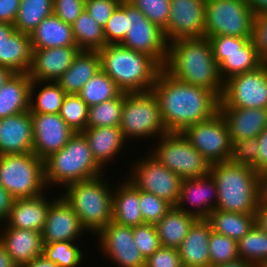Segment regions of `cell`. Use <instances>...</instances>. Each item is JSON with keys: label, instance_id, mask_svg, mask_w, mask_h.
I'll list each match as a JSON object with an SVG mask.
<instances>
[{"label": "cell", "instance_id": "cell-18", "mask_svg": "<svg viewBox=\"0 0 267 267\" xmlns=\"http://www.w3.org/2000/svg\"><path fill=\"white\" fill-rule=\"evenodd\" d=\"M33 127L32 152L41 160L62 149L76 133L58 114L31 113Z\"/></svg>", "mask_w": 267, "mask_h": 267}, {"label": "cell", "instance_id": "cell-62", "mask_svg": "<svg viewBox=\"0 0 267 267\" xmlns=\"http://www.w3.org/2000/svg\"><path fill=\"white\" fill-rule=\"evenodd\" d=\"M13 74L11 70L0 66V89Z\"/></svg>", "mask_w": 267, "mask_h": 267}, {"label": "cell", "instance_id": "cell-56", "mask_svg": "<svg viewBox=\"0 0 267 267\" xmlns=\"http://www.w3.org/2000/svg\"><path fill=\"white\" fill-rule=\"evenodd\" d=\"M255 224L267 233V197H264L255 213Z\"/></svg>", "mask_w": 267, "mask_h": 267}, {"label": "cell", "instance_id": "cell-57", "mask_svg": "<svg viewBox=\"0 0 267 267\" xmlns=\"http://www.w3.org/2000/svg\"><path fill=\"white\" fill-rule=\"evenodd\" d=\"M13 24L0 22V66L2 57V46L5 40L15 31Z\"/></svg>", "mask_w": 267, "mask_h": 267}, {"label": "cell", "instance_id": "cell-38", "mask_svg": "<svg viewBox=\"0 0 267 267\" xmlns=\"http://www.w3.org/2000/svg\"><path fill=\"white\" fill-rule=\"evenodd\" d=\"M122 91L102 70L88 80L77 94L88 107L116 98Z\"/></svg>", "mask_w": 267, "mask_h": 267}, {"label": "cell", "instance_id": "cell-61", "mask_svg": "<svg viewBox=\"0 0 267 267\" xmlns=\"http://www.w3.org/2000/svg\"><path fill=\"white\" fill-rule=\"evenodd\" d=\"M211 267H257L254 264L244 261L243 259H238L233 262L219 264Z\"/></svg>", "mask_w": 267, "mask_h": 267}, {"label": "cell", "instance_id": "cell-17", "mask_svg": "<svg viewBox=\"0 0 267 267\" xmlns=\"http://www.w3.org/2000/svg\"><path fill=\"white\" fill-rule=\"evenodd\" d=\"M96 236H99L100 250L116 266L145 267V259L134 242L133 227L111 221Z\"/></svg>", "mask_w": 267, "mask_h": 267}, {"label": "cell", "instance_id": "cell-14", "mask_svg": "<svg viewBox=\"0 0 267 267\" xmlns=\"http://www.w3.org/2000/svg\"><path fill=\"white\" fill-rule=\"evenodd\" d=\"M219 107L267 108V63L225 80Z\"/></svg>", "mask_w": 267, "mask_h": 267}, {"label": "cell", "instance_id": "cell-52", "mask_svg": "<svg viewBox=\"0 0 267 267\" xmlns=\"http://www.w3.org/2000/svg\"><path fill=\"white\" fill-rule=\"evenodd\" d=\"M145 267H182L178 249L160 246L145 260Z\"/></svg>", "mask_w": 267, "mask_h": 267}, {"label": "cell", "instance_id": "cell-51", "mask_svg": "<svg viewBox=\"0 0 267 267\" xmlns=\"http://www.w3.org/2000/svg\"><path fill=\"white\" fill-rule=\"evenodd\" d=\"M252 41L259 58L267 63V14L254 16Z\"/></svg>", "mask_w": 267, "mask_h": 267}, {"label": "cell", "instance_id": "cell-60", "mask_svg": "<svg viewBox=\"0 0 267 267\" xmlns=\"http://www.w3.org/2000/svg\"><path fill=\"white\" fill-rule=\"evenodd\" d=\"M0 267H18L8 254L6 248L0 243Z\"/></svg>", "mask_w": 267, "mask_h": 267}, {"label": "cell", "instance_id": "cell-59", "mask_svg": "<svg viewBox=\"0 0 267 267\" xmlns=\"http://www.w3.org/2000/svg\"><path fill=\"white\" fill-rule=\"evenodd\" d=\"M255 15L267 14V0H245Z\"/></svg>", "mask_w": 267, "mask_h": 267}, {"label": "cell", "instance_id": "cell-40", "mask_svg": "<svg viewBox=\"0 0 267 267\" xmlns=\"http://www.w3.org/2000/svg\"><path fill=\"white\" fill-rule=\"evenodd\" d=\"M124 92L116 98L89 107L87 127L119 126Z\"/></svg>", "mask_w": 267, "mask_h": 267}, {"label": "cell", "instance_id": "cell-45", "mask_svg": "<svg viewBox=\"0 0 267 267\" xmlns=\"http://www.w3.org/2000/svg\"><path fill=\"white\" fill-rule=\"evenodd\" d=\"M152 23L162 30L168 26L170 0H128Z\"/></svg>", "mask_w": 267, "mask_h": 267}, {"label": "cell", "instance_id": "cell-41", "mask_svg": "<svg viewBox=\"0 0 267 267\" xmlns=\"http://www.w3.org/2000/svg\"><path fill=\"white\" fill-rule=\"evenodd\" d=\"M43 255L59 267H79L83 260L82 250L70 241L44 244Z\"/></svg>", "mask_w": 267, "mask_h": 267}, {"label": "cell", "instance_id": "cell-46", "mask_svg": "<svg viewBox=\"0 0 267 267\" xmlns=\"http://www.w3.org/2000/svg\"><path fill=\"white\" fill-rule=\"evenodd\" d=\"M230 162L253 167L258 172L257 138L239 139L232 142Z\"/></svg>", "mask_w": 267, "mask_h": 267}, {"label": "cell", "instance_id": "cell-31", "mask_svg": "<svg viewBox=\"0 0 267 267\" xmlns=\"http://www.w3.org/2000/svg\"><path fill=\"white\" fill-rule=\"evenodd\" d=\"M32 49L77 46L71 24L63 22L55 14L46 17L30 34Z\"/></svg>", "mask_w": 267, "mask_h": 267}, {"label": "cell", "instance_id": "cell-5", "mask_svg": "<svg viewBox=\"0 0 267 267\" xmlns=\"http://www.w3.org/2000/svg\"><path fill=\"white\" fill-rule=\"evenodd\" d=\"M102 169L93 158L82 132H76L62 149L44 160L47 186L53 184L56 187H67L79 181L94 179L102 175Z\"/></svg>", "mask_w": 267, "mask_h": 267}, {"label": "cell", "instance_id": "cell-9", "mask_svg": "<svg viewBox=\"0 0 267 267\" xmlns=\"http://www.w3.org/2000/svg\"><path fill=\"white\" fill-rule=\"evenodd\" d=\"M158 141L151 155L182 180L209 175L211 163L181 132H168Z\"/></svg>", "mask_w": 267, "mask_h": 267}, {"label": "cell", "instance_id": "cell-28", "mask_svg": "<svg viewBox=\"0 0 267 267\" xmlns=\"http://www.w3.org/2000/svg\"><path fill=\"white\" fill-rule=\"evenodd\" d=\"M82 133L87 138L93 158L103 169L104 164L113 160L125 146L126 139L119 126L87 127Z\"/></svg>", "mask_w": 267, "mask_h": 267}, {"label": "cell", "instance_id": "cell-36", "mask_svg": "<svg viewBox=\"0 0 267 267\" xmlns=\"http://www.w3.org/2000/svg\"><path fill=\"white\" fill-rule=\"evenodd\" d=\"M71 26L74 41L80 50L98 51L106 45L104 28L86 10Z\"/></svg>", "mask_w": 267, "mask_h": 267}, {"label": "cell", "instance_id": "cell-47", "mask_svg": "<svg viewBox=\"0 0 267 267\" xmlns=\"http://www.w3.org/2000/svg\"><path fill=\"white\" fill-rule=\"evenodd\" d=\"M127 34L126 0L111 14L104 27V36L107 44H120Z\"/></svg>", "mask_w": 267, "mask_h": 267}, {"label": "cell", "instance_id": "cell-10", "mask_svg": "<svg viewBox=\"0 0 267 267\" xmlns=\"http://www.w3.org/2000/svg\"><path fill=\"white\" fill-rule=\"evenodd\" d=\"M254 12L245 0H206L205 38H252Z\"/></svg>", "mask_w": 267, "mask_h": 267}, {"label": "cell", "instance_id": "cell-11", "mask_svg": "<svg viewBox=\"0 0 267 267\" xmlns=\"http://www.w3.org/2000/svg\"><path fill=\"white\" fill-rule=\"evenodd\" d=\"M208 39L223 81L253 71L264 63L257 54L252 38L218 35Z\"/></svg>", "mask_w": 267, "mask_h": 267}, {"label": "cell", "instance_id": "cell-21", "mask_svg": "<svg viewBox=\"0 0 267 267\" xmlns=\"http://www.w3.org/2000/svg\"><path fill=\"white\" fill-rule=\"evenodd\" d=\"M79 51L77 46L33 49L32 64L28 72L30 79L56 82L71 66Z\"/></svg>", "mask_w": 267, "mask_h": 267}, {"label": "cell", "instance_id": "cell-48", "mask_svg": "<svg viewBox=\"0 0 267 267\" xmlns=\"http://www.w3.org/2000/svg\"><path fill=\"white\" fill-rule=\"evenodd\" d=\"M133 237L145 260L161 246L155 224L145 223L133 227Z\"/></svg>", "mask_w": 267, "mask_h": 267}, {"label": "cell", "instance_id": "cell-15", "mask_svg": "<svg viewBox=\"0 0 267 267\" xmlns=\"http://www.w3.org/2000/svg\"><path fill=\"white\" fill-rule=\"evenodd\" d=\"M131 168L130 182L139 190L151 193L176 206L179 199L182 179L170 171L152 155L142 158ZM134 169V170H133Z\"/></svg>", "mask_w": 267, "mask_h": 267}, {"label": "cell", "instance_id": "cell-55", "mask_svg": "<svg viewBox=\"0 0 267 267\" xmlns=\"http://www.w3.org/2000/svg\"><path fill=\"white\" fill-rule=\"evenodd\" d=\"M13 199L9 193L0 186V222H4L9 214Z\"/></svg>", "mask_w": 267, "mask_h": 267}, {"label": "cell", "instance_id": "cell-34", "mask_svg": "<svg viewBox=\"0 0 267 267\" xmlns=\"http://www.w3.org/2000/svg\"><path fill=\"white\" fill-rule=\"evenodd\" d=\"M207 220L212 231L223 234L237 242L242 239L255 224V214L234 213L215 209Z\"/></svg>", "mask_w": 267, "mask_h": 267}, {"label": "cell", "instance_id": "cell-53", "mask_svg": "<svg viewBox=\"0 0 267 267\" xmlns=\"http://www.w3.org/2000/svg\"><path fill=\"white\" fill-rule=\"evenodd\" d=\"M20 3L21 0H0V22L13 24L20 7Z\"/></svg>", "mask_w": 267, "mask_h": 267}, {"label": "cell", "instance_id": "cell-12", "mask_svg": "<svg viewBox=\"0 0 267 267\" xmlns=\"http://www.w3.org/2000/svg\"><path fill=\"white\" fill-rule=\"evenodd\" d=\"M127 34L120 43L131 50L148 54L164 67L168 42L163 30L149 21L140 10L126 0Z\"/></svg>", "mask_w": 267, "mask_h": 267}, {"label": "cell", "instance_id": "cell-37", "mask_svg": "<svg viewBox=\"0 0 267 267\" xmlns=\"http://www.w3.org/2000/svg\"><path fill=\"white\" fill-rule=\"evenodd\" d=\"M51 14L53 0H21L13 25L17 31L30 35Z\"/></svg>", "mask_w": 267, "mask_h": 267}, {"label": "cell", "instance_id": "cell-8", "mask_svg": "<svg viewBox=\"0 0 267 267\" xmlns=\"http://www.w3.org/2000/svg\"><path fill=\"white\" fill-rule=\"evenodd\" d=\"M119 127L126 140L141 137L149 139L150 136L160 137L168 133L161 118L158 99L153 91L124 92Z\"/></svg>", "mask_w": 267, "mask_h": 267}, {"label": "cell", "instance_id": "cell-24", "mask_svg": "<svg viewBox=\"0 0 267 267\" xmlns=\"http://www.w3.org/2000/svg\"><path fill=\"white\" fill-rule=\"evenodd\" d=\"M53 201V199H47V196L45 198L44 194L33 198L13 200L8 217L4 221V223L7 222L5 228L41 232L46 222L48 208Z\"/></svg>", "mask_w": 267, "mask_h": 267}, {"label": "cell", "instance_id": "cell-29", "mask_svg": "<svg viewBox=\"0 0 267 267\" xmlns=\"http://www.w3.org/2000/svg\"><path fill=\"white\" fill-rule=\"evenodd\" d=\"M99 70L98 51L80 50L71 66L56 82L66 94H78Z\"/></svg>", "mask_w": 267, "mask_h": 267}, {"label": "cell", "instance_id": "cell-35", "mask_svg": "<svg viewBox=\"0 0 267 267\" xmlns=\"http://www.w3.org/2000/svg\"><path fill=\"white\" fill-rule=\"evenodd\" d=\"M37 84H41L43 85V87H41L42 89L38 91L37 95H35L36 92L34 91L36 89V86H39ZM34 95L36 96V98ZM66 95L67 94L61 89L57 82L32 81L30 87L29 111L31 113L58 114Z\"/></svg>", "mask_w": 267, "mask_h": 267}, {"label": "cell", "instance_id": "cell-3", "mask_svg": "<svg viewBox=\"0 0 267 267\" xmlns=\"http://www.w3.org/2000/svg\"><path fill=\"white\" fill-rule=\"evenodd\" d=\"M217 187L216 209L255 214L265 197L264 176L253 167L230 161L210 165Z\"/></svg>", "mask_w": 267, "mask_h": 267}, {"label": "cell", "instance_id": "cell-13", "mask_svg": "<svg viewBox=\"0 0 267 267\" xmlns=\"http://www.w3.org/2000/svg\"><path fill=\"white\" fill-rule=\"evenodd\" d=\"M181 133L211 164L229 161L232 143L220 112L186 127Z\"/></svg>", "mask_w": 267, "mask_h": 267}, {"label": "cell", "instance_id": "cell-44", "mask_svg": "<svg viewBox=\"0 0 267 267\" xmlns=\"http://www.w3.org/2000/svg\"><path fill=\"white\" fill-rule=\"evenodd\" d=\"M141 214L144 223L156 224L173 207L154 194L139 190Z\"/></svg>", "mask_w": 267, "mask_h": 267}, {"label": "cell", "instance_id": "cell-32", "mask_svg": "<svg viewBox=\"0 0 267 267\" xmlns=\"http://www.w3.org/2000/svg\"><path fill=\"white\" fill-rule=\"evenodd\" d=\"M32 55L30 35L15 30L3 43L1 67L13 73H28L32 64Z\"/></svg>", "mask_w": 267, "mask_h": 267}, {"label": "cell", "instance_id": "cell-23", "mask_svg": "<svg viewBox=\"0 0 267 267\" xmlns=\"http://www.w3.org/2000/svg\"><path fill=\"white\" fill-rule=\"evenodd\" d=\"M219 112L227 124L231 143L257 138L267 127V108L219 107Z\"/></svg>", "mask_w": 267, "mask_h": 267}, {"label": "cell", "instance_id": "cell-1", "mask_svg": "<svg viewBox=\"0 0 267 267\" xmlns=\"http://www.w3.org/2000/svg\"><path fill=\"white\" fill-rule=\"evenodd\" d=\"M152 91L158 99L167 132H182L219 112L220 98L214 92L183 82L164 68L159 72Z\"/></svg>", "mask_w": 267, "mask_h": 267}, {"label": "cell", "instance_id": "cell-16", "mask_svg": "<svg viewBox=\"0 0 267 267\" xmlns=\"http://www.w3.org/2000/svg\"><path fill=\"white\" fill-rule=\"evenodd\" d=\"M206 0H170L168 26L163 30L167 42L205 37Z\"/></svg>", "mask_w": 267, "mask_h": 267}, {"label": "cell", "instance_id": "cell-33", "mask_svg": "<svg viewBox=\"0 0 267 267\" xmlns=\"http://www.w3.org/2000/svg\"><path fill=\"white\" fill-rule=\"evenodd\" d=\"M196 220L195 216L172 207L155 224L161 246L178 249Z\"/></svg>", "mask_w": 267, "mask_h": 267}, {"label": "cell", "instance_id": "cell-26", "mask_svg": "<svg viewBox=\"0 0 267 267\" xmlns=\"http://www.w3.org/2000/svg\"><path fill=\"white\" fill-rule=\"evenodd\" d=\"M212 228L207 219H197L178 248L182 267H210L209 239Z\"/></svg>", "mask_w": 267, "mask_h": 267}, {"label": "cell", "instance_id": "cell-43", "mask_svg": "<svg viewBox=\"0 0 267 267\" xmlns=\"http://www.w3.org/2000/svg\"><path fill=\"white\" fill-rule=\"evenodd\" d=\"M210 267L239 259L238 242L211 231L209 239Z\"/></svg>", "mask_w": 267, "mask_h": 267}, {"label": "cell", "instance_id": "cell-7", "mask_svg": "<svg viewBox=\"0 0 267 267\" xmlns=\"http://www.w3.org/2000/svg\"><path fill=\"white\" fill-rule=\"evenodd\" d=\"M0 186L13 200L45 193L44 161L33 152L0 155Z\"/></svg>", "mask_w": 267, "mask_h": 267}, {"label": "cell", "instance_id": "cell-58", "mask_svg": "<svg viewBox=\"0 0 267 267\" xmlns=\"http://www.w3.org/2000/svg\"><path fill=\"white\" fill-rule=\"evenodd\" d=\"M20 267H59L54 262L48 260L43 254L35 259H32L29 263H26Z\"/></svg>", "mask_w": 267, "mask_h": 267}, {"label": "cell", "instance_id": "cell-19", "mask_svg": "<svg viewBox=\"0 0 267 267\" xmlns=\"http://www.w3.org/2000/svg\"><path fill=\"white\" fill-rule=\"evenodd\" d=\"M83 231L87 230L65 199L62 196L54 198L48 208L46 222L41 231L43 243L77 242Z\"/></svg>", "mask_w": 267, "mask_h": 267}, {"label": "cell", "instance_id": "cell-6", "mask_svg": "<svg viewBox=\"0 0 267 267\" xmlns=\"http://www.w3.org/2000/svg\"><path fill=\"white\" fill-rule=\"evenodd\" d=\"M102 177L70 184L61 195L84 228L94 235L112 221L113 191Z\"/></svg>", "mask_w": 267, "mask_h": 267}, {"label": "cell", "instance_id": "cell-63", "mask_svg": "<svg viewBox=\"0 0 267 267\" xmlns=\"http://www.w3.org/2000/svg\"><path fill=\"white\" fill-rule=\"evenodd\" d=\"M265 197H267V175L264 176Z\"/></svg>", "mask_w": 267, "mask_h": 267}, {"label": "cell", "instance_id": "cell-50", "mask_svg": "<svg viewBox=\"0 0 267 267\" xmlns=\"http://www.w3.org/2000/svg\"><path fill=\"white\" fill-rule=\"evenodd\" d=\"M84 10L85 0H53V14L71 25Z\"/></svg>", "mask_w": 267, "mask_h": 267}, {"label": "cell", "instance_id": "cell-39", "mask_svg": "<svg viewBox=\"0 0 267 267\" xmlns=\"http://www.w3.org/2000/svg\"><path fill=\"white\" fill-rule=\"evenodd\" d=\"M239 259L250 262L257 267H263L267 263V233L258 225L238 241Z\"/></svg>", "mask_w": 267, "mask_h": 267}, {"label": "cell", "instance_id": "cell-20", "mask_svg": "<svg viewBox=\"0 0 267 267\" xmlns=\"http://www.w3.org/2000/svg\"><path fill=\"white\" fill-rule=\"evenodd\" d=\"M217 197L216 183L210 174L186 179L182 180L178 203L175 207L197 219H207L209 214L216 209ZM187 202L192 205L193 209L186 207Z\"/></svg>", "mask_w": 267, "mask_h": 267}, {"label": "cell", "instance_id": "cell-2", "mask_svg": "<svg viewBox=\"0 0 267 267\" xmlns=\"http://www.w3.org/2000/svg\"><path fill=\"white\" fill-rule=\"evenodd\" d=\"M171 76L214 92L221 98L224 81L208 38L179 39L168 43L163 67Z\"/></svg>", "mask_w": 267, "mask_h": 267}, {"label": "cell", "instance_id": "cell-30", "mask_svg": "<svg viewBox=\"0 0 267 267\" xmlns=\"http://www.w3.org/2000/svg\"><path fill=\"white\" fill-rule=\"evenodd\" d=\"M32 80L28 73H14L0 89V118L29 111Z\"/></svg>", "mask_w": 267, "mask_h": 267}, {"label": "cell", "instance_id": "cell-27", "mask_svg": "<svg viewBox=\"0 0 267 267\" xmlns=\"http://www.w3.org/2000/svg\"><path fill=\"white\" fill-rule=\"evenodd\" d=\"M124 181L113 190L112 221L130 227L145 224L141 214L139 189L128 179Z\"/></svg>", "mask_w": 267, "mask_h": 267}, {"label": "cell", "instance_id": "cell-49", "mask_svg": "<svg viewBox=\"0 0 267 267\" xmlns=\"http://www.w3.org/2000/svg\"><path fill=\"white\" fill-rule=\"evenodd\" d=\"M122 0H85V10L101 27H105L111 14Z\"/></svg>", "mask_w": 267, "mask_h": 267}, {"label": "cell", "instance_id": "cell-42", "mask_svg": "<svg viewBox=\"0 0 267 267\" xmlns=\"http://www.w3.org/2000/svg\"><path fill=\"white\" fill-rule=\"evenodd\" d=\"M89 107L77 94H67L63 100L59 115L75 132L87 128Z\"/></svg>", "mask_w": 267, "mask_h": 267}, {"label": "cell", "instance_id": "cell-54", "mask_svg": "<svg viewBox=\"0 0 267 267\" xmlns=\"http://www.w3.org/2000/svg\"><path fill=\"white\" fill-rule=\"evenodd\" d=\"M258 140V173L267 175V127L257 137Z\"/></svg>", "mask_w": 267, "mask_h": 267}, {"label": "cell", "instance_id": "cell-25", "mask_svg": "<svg viewBox=\"0 0 267 267\" xmlns=\"http://www.w3.org/2000/svg\"><path fill=\"white\" fill-rule=\"evenodd\" d=\"M1 231L0 243L18 267L43 254L44 243L41 232L18 228H5Z\"/></svg>", "mask_w": 267, "mask_h": 267}, {"label": "cell", "instance_id": "cell-22", "mask_svg": "<svg viewBox=\"0 0 267 267\" xmlns=\"http://www.w3.org/2000/svg\"><path fill=\"white\" fill-rule=\"evenodd\" d=\"M33 148L31 112L0 118V155L29 153Z\"/></svg>", "mask_w": 267, "mask_h": 267}, {"label": "cell", "instance_id": "cell-4", "mask_svg": "<svg viewBox=\"0 0 267 267\" xmlns=\"http://www.w3.org/2000/svg\"><path fill=\"white\" fill-rule=\"evenodd\" d=\"M101 70L126 93L152 91L163 67L151 56L122 46L107 44L98 50Z\"/></svg>", "mask_w": 267, "mask_h": 267}]
</instances>
